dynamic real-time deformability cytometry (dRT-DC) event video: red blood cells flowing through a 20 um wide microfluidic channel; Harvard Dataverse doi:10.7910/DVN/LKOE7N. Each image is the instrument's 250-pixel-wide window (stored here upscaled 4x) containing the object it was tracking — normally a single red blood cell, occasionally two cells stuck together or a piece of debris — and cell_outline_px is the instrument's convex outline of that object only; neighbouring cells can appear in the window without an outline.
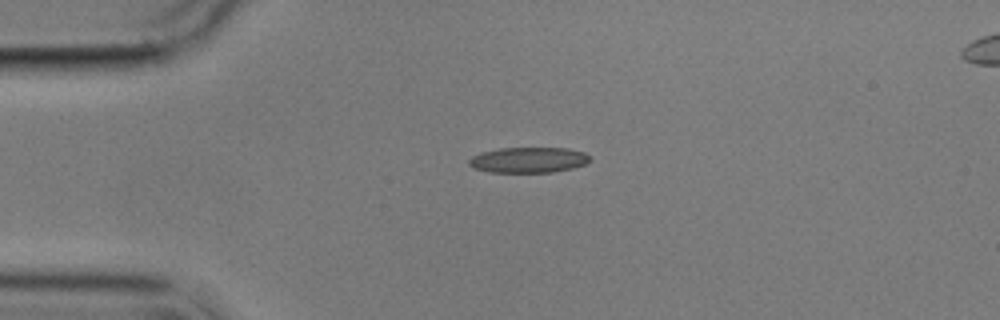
{"species": "common noctule bat (a hibernating species)", "species_latin": "Nyctalus noctula", "temperature_condition": "cold", "stored_images_in_passage": 4, "camera_frame_rate_fps": 3000, "um_per_image_px": 0.085, "animal": {"sex": "male", "body_mass_g": 17.9}, "frame": {"image": 1, "passage_image": 3, "time_ms": 3.333, "image_size_px": [1000, 320], "cell_outline_px": [[588, 160], [584, 164], [572, 168], [552, 172], [488, 172], [472, 168], [468, 164], [468, 160], [472, 156], [480, 152], [500, 148], [568, 148], [584, 152], [588, 156]], "centroid_in_image_um": [44.85, 13.59], "position_along_channel_um": 40.2, "area_um2": 17.98}}